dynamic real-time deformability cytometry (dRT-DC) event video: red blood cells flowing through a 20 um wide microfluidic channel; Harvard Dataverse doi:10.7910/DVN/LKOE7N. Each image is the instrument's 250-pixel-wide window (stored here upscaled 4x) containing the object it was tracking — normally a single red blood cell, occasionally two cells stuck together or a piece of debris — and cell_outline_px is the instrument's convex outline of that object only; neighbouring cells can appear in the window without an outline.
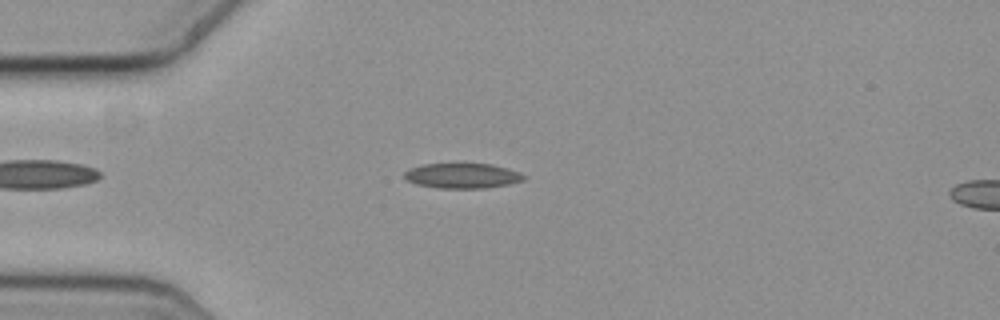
{"species": "common noctule bat (a hibernating species)", "species_latin": "Nyctalus noctula", "temperature_condition": "cold", "stored_images_in_passage": 8, "camera_frame_rate_fps": 3000, "um_per_image_px": 0.085, "animal": {"sex": "female", "body_mass_g": 19.3, "forearm_length_mm": 54.1}, "frame": {"image": 1, "passage_image": 6, "time_ms": 1.667, "image_size_px": [1000, 320], "cell_outline_px": [[524, 180], [508, 184], [484, 188], [436, 188], [416, 184], [408, 180], [404, 176], [404, 172], [408, 168], [424, 164], [464, 160], [492, 164], [508, 168], [524, 176]], "centroid_in_image_um": [39.24, 14.88], "position_along_channel_um": 45.8, "area_um2": 18.26}}